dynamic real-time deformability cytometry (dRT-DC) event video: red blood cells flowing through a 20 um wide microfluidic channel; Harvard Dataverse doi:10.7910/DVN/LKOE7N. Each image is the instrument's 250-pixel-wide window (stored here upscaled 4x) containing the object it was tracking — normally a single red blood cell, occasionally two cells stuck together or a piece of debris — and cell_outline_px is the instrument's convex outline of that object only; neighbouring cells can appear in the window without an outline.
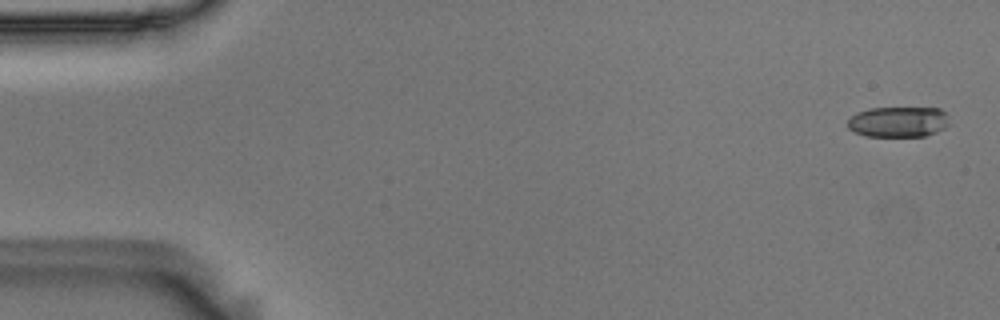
{"species": "Egyptian fruit bat (a non-hibernating species)", "species_latin": "Rousettus aegyptiacus", "temperature_condition": "room temperature", "stored_images_in_passage": 56, "camera_frame_rate_fps": 3000, "um_per_image_px": 0.085, "animal": {"sex": "male"}, "frame": {"image": 1, "passage_image": 2, "time_ms": 0.333, "image_size_px": [1000, 320], "cell_outline_px": [[948, 124], [944, 128], [936, 132], [924, 136], [868, 136], [856, 132], [848, 128], [848, 120], [856, 112], [868, 108], [940, 108], [944, 112]], "centroid_in_image_um": [76.33, 10.35], "position_along_channel_um": 8.7, "area_um2": 17.92}}
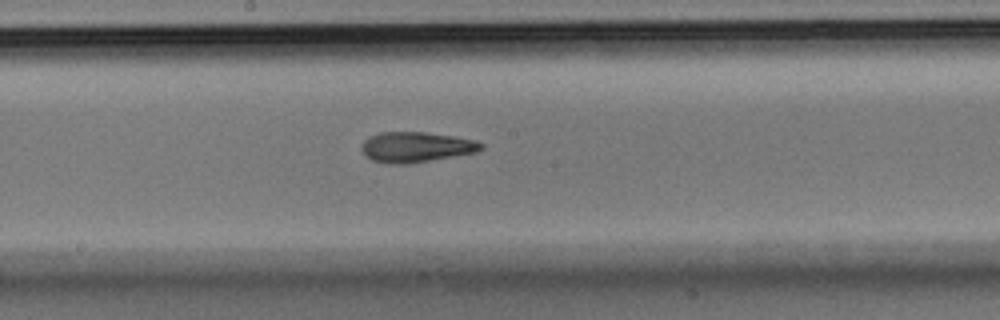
{"frame": {"image": 2, "passage_image": 30, "time_ms": 9.667, "image_size_px": [1000, 320], "cell_outline_px": [[484, 148], [476, 152], [408, 164], [388, 164], [372, 160], [364, 156], [360, 148], [364, 140], [368, 136], [380, 132], [424, 132], [452, 136], [476, 140], [484, 144]], "centroid_in_image_um": [35.32, 12.5], "position_along_channel_um": 212.9, "area_um2": 21.27}}
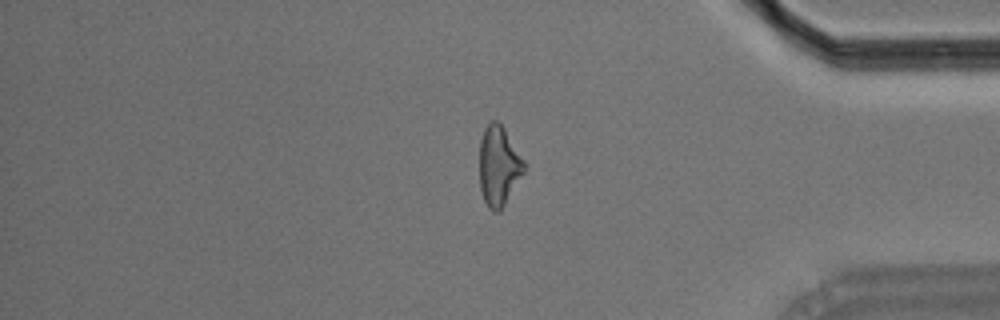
{"frame": {"image": 3, "passage_image": 47, "time_ms": 15.333, "image_size_px": [1000, 320], "cell_outline_px": [[524, 172], [500, 212], [492, 212], [488, 208], [484, 200], [480, 188], [480, 140], [484, 128], [492, 120], [496, 120], [504, 128], [524, 160]], "centroid_in_image_um": [42.38, 14.12], "position_along_channel_um": 392.8, "area_um2": 20.63}, "authors_computed_cell_mechanics": {"area_um2": 20.5479, "velocity_mm_per_s": 3.6186, "shape_relaxation_time_tau1_ms": null, "shape_relaxation_time_tau2_ms": 3.9645, "deformation_change_tau1": null, "deformation_change_tau2": 0.1401}}